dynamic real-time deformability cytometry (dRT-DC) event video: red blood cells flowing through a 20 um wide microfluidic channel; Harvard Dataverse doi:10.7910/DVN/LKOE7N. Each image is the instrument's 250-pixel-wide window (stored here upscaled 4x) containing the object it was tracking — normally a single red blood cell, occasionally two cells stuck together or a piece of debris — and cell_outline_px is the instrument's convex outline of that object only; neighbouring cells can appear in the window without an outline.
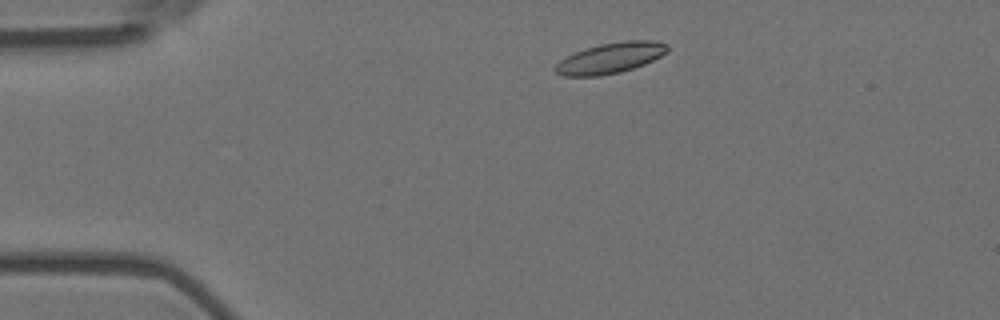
{"species": "Egyptian fruit bat (a non-hibernating species)", "species_latin": "Rousettus aegyptiacus", "temperature_condition": "room temperature", "stored_images_in_passage": 3, "camera_frame_rate_fps": 3000, "um_per_image_px": 0.085, "animal": {"sex": "female"}, "frame": {"image": 1, "passage_image": 2, "time_ms": 0.333, "image_size_px": [1000, 320], "cell_outline_px": [[668, 52], [644, 64], [620, 72], [600, 76], [560, 76], [552, 68], [560, 60], [584, 48], [600, 44], [624, 40], [656, 40], [668, 44]], "centroid_in_image_um": [51.88, 4.92], "position_along_channel_um": 33.1, "area_um2": 20.11}}